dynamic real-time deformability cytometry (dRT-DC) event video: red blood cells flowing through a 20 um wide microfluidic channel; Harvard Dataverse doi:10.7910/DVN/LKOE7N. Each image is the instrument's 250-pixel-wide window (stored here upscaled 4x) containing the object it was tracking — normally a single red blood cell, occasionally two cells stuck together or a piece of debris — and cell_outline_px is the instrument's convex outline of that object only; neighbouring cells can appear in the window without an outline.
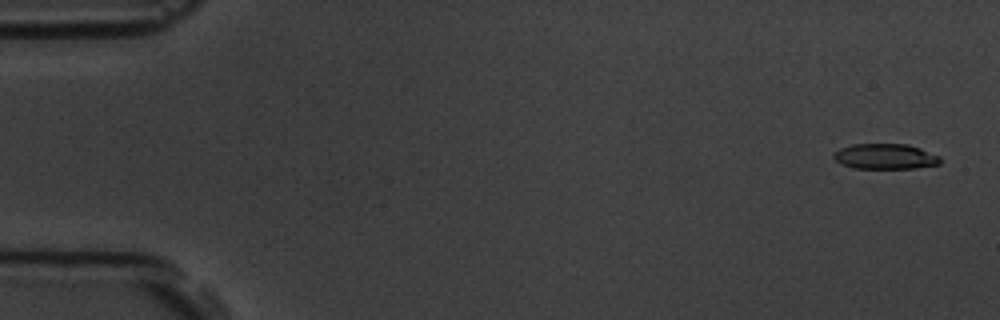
{"species": "common noctule bat (a hibernating species)", "species_latin": "Nyctalus noctula", "temperature_condition": "room temperature", "stored_images_in_passage": 6, "camera_frame_rate_fps": 3000, "um_per_image_px": 0.085, "animal": {"sex": "male", "body_mass_g": 19.5, "forearm_length_mm": 54.6}, "frame": {"image": 1, "passage_image": 1, "time_ms": 0.0, "image_size_px": [1000, 320], "cell_outline_px": [[940, 164], [916, 168], [852, 168], [840, 164], [832, 156], [840, 148], [852, 144], [908, 144], [920, 148], [940, 156]], "centroid_in_image_um": [75.24, 13.3], "position_along_channel_um": 9.8, "area_um2": 15.78}}